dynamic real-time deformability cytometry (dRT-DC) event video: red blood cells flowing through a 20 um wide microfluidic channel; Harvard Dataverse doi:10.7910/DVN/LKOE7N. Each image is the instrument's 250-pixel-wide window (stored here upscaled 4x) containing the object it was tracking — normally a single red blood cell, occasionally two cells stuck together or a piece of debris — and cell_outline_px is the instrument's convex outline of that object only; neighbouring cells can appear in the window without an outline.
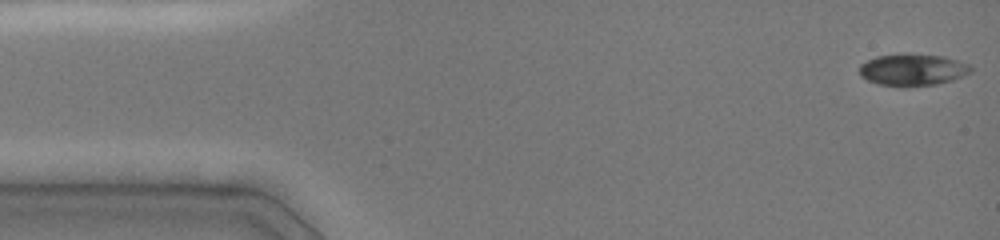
{"species": "common noctule bat (a hibernating species)", "species_latin": "Nyctalus noctula", "temperature_condition": "cold", "stored_images_in_passage": 6, "camera_frame_rate_fps": 3000, "um_per_image_px": 0.085, "animal": {"sex": "female", "body_mass_g": 19.0, "forearm_length_mm": 51.5}, "frame": {"image": 1, "passage_image": 1, "time_ms": 0.0, "image_size_px": [1000, 240], "cell_outline_px": [[972, 72], [952, 80], [936, 84], [904, 88], [880, 84], [868, 80], [860, 76], [860, 64], [876, 56], [944, 56], [968, 64], [972, 68]], "centroid_in_image_um": [77.58, 5.98], "position_along_channel_um": 7.4, "area_um2": 20.11}}
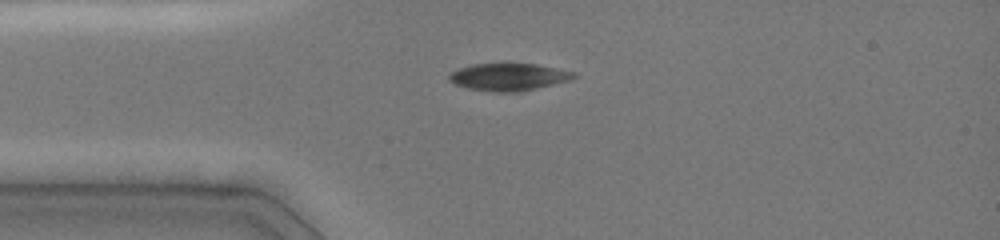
{"frame": {"image": 2, "passage_image": 5, "time_ms": 3.333, "image_size_px": [1000, 240], "cell_outline_px": [[580, 76], [572, 80], [520, 92], [496, 92], [468, 88], [456, 84], [448, 80], [448, 76], [456, 68], [472, 64], [508, 60], [536, 64], [576, 72]], "centroid_in_image_um": [43.26, 6.49], "position_along_channel_um": 41.7, "area_um2": 20.92}}